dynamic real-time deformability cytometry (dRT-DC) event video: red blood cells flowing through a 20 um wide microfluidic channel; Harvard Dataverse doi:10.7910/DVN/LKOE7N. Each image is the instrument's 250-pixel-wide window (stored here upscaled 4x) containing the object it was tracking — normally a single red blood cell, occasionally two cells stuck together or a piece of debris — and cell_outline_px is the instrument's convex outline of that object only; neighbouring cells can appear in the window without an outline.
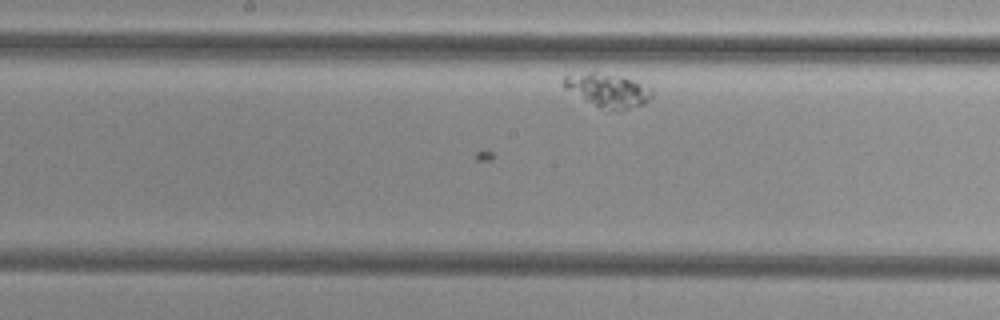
{"species": "common noctule bat (a hibernating species)", "species_latin": "Nyctalus noctula", "temperature_condition": "cold", "stored_images_in_passage": 20, "camera_frame_rate_fps": 3000, "um_per_image_px": 0.085, "animal": {"sex": "female", "body_mass_g": 29.2, "forearm_length_mm": 56.3}, "frame": {"image": 1, "passage_image": 16, "time_ms": 5.0, "image_size_px": [1000, 320], "cell_outline_px": [[652, 96], [644, 104], [628, 108], [612, 108], [596, 104], [564, 88], [560, 84], [560, 80], [564, 76], [588, 72], [596, 72], [624, 76], [652, 88]], "centroid_in_image_um": [51.66, 7.6], "position_along_channel_um": 196.5, "area_um2": 16.65}}
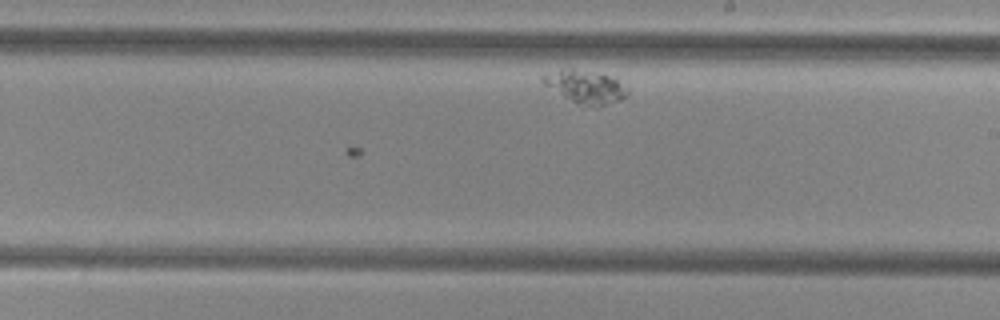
{"frame": {"image": 2, "passage_image": 20, "time_ms": 6.333, "image_size_px": [1000, 320], "cell_outline_px": [[628, 92], [620, 100], [596, 108], [576, 104], [544, 84], [540, 80], [540, 76], [560, 68], [572, 68], [608, 76], [616, 80], [628, 88]], "centroid_in_image_um": [49.71, 7.39], "position_along_channel_um": 239.3, "area_um2": 16.18}}